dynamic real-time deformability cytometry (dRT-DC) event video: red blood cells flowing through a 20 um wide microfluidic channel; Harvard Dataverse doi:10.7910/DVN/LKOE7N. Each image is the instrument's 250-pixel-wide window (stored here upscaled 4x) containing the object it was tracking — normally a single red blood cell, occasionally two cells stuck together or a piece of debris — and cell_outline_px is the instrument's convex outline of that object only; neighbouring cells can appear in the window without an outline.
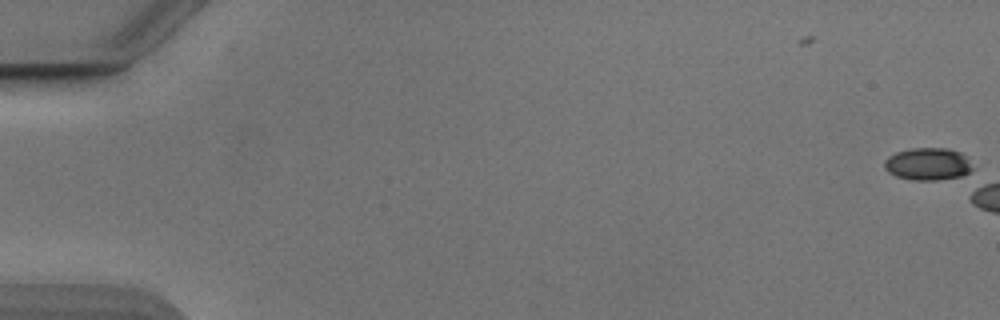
{"species": "Egyptian fruit bat (a non-hibernating species)", "species_latin": "Rousettus aegyptiacus", "temperature_condition": "cold", "stored_images_in_passage": 9, "camera_frame_rate_fps": 3000, "um_per_image_px": 0.085, "animal": {"sex": "male"}, "frame": {"image": 1, "passage_image": 1, "time_ms": 0.0, "image_size_px": [1000, 320], "cell_outline_px": [[972, 168], [968, 172], [960, 176], [936, 180], [916, 180], [896, 176], [888, 172], [884, 168], [884, 160], [888, 156], [896, 152], [912, 148], [948, 148], [960, 152], [964, 156]], "centroid_in_image_um": [78.81, 13.93], "position_along_channel_um": 6.2, "area_um2": 16.42}}